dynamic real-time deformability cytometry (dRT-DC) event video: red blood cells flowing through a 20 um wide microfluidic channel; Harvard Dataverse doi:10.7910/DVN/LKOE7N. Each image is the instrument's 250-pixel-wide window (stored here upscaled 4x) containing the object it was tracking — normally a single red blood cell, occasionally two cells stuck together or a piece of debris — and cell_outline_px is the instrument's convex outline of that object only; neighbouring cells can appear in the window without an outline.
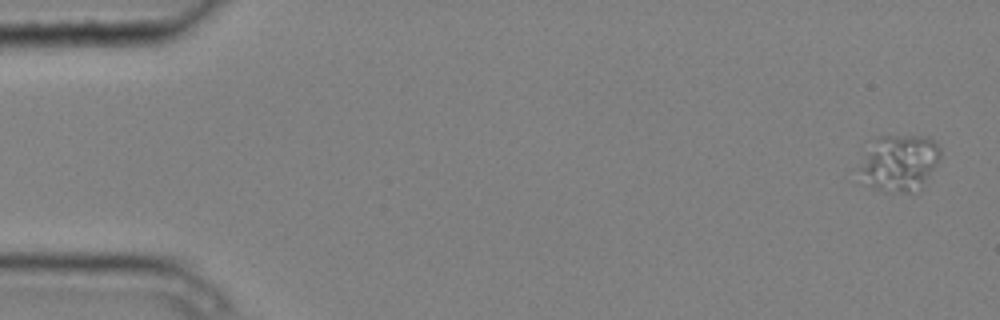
{"species": "common noctule bat (a hibernating species)", "species_latin": "Nyctalus noctula", "temperature_condition": "cold", "stored_images_in_passage": 5, "camera_frame_rate_fps": 3000, "um_per_image_px": 0.085, "animal": {"sex": "male", "body_mass_g": 20.4}, "frame": {"image": 1, "passage_image": 1, "time_ms": 0.0, "image_size_px": [1000, 320], "cell_outline_px": [[940, 160], [920, 192], [884, 192], [872, 188], [860, 168], [876, 136], [928, 136], [940, 148]], "centroid_in_image_um": [76.55, 13.86], "position_along_channel_um": 8.4, "area_um2": 26.3}}
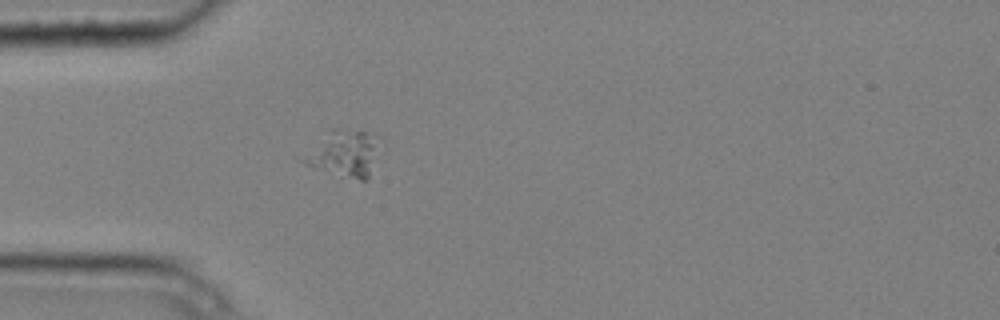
{"frame": {"image": 2, "passage_image": 5, "time_ms": 1.333, "image_size_px": [1000, 320], "cell_outline_px": [[384, 152], [368, 180], [360, 180], [308, 164], [300, 160], [332, 128], [340, 128], [364, 132], [380, 136], [384, 140]], "centroid_in_image_um": [29.51, 13.01], "position_along_channel_um": 55.5, "area_um2": 20.87}}